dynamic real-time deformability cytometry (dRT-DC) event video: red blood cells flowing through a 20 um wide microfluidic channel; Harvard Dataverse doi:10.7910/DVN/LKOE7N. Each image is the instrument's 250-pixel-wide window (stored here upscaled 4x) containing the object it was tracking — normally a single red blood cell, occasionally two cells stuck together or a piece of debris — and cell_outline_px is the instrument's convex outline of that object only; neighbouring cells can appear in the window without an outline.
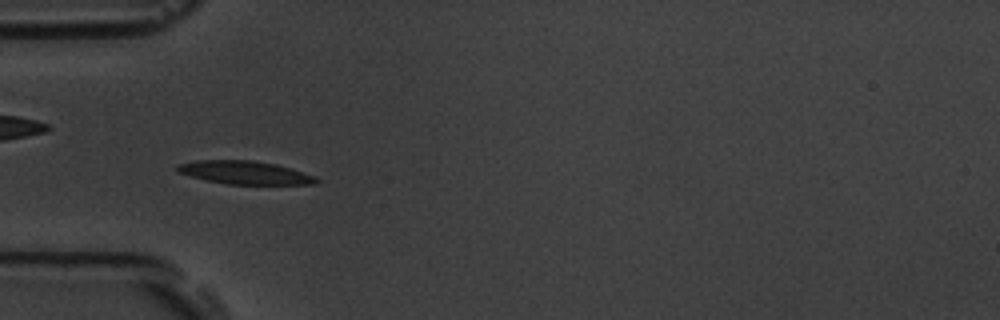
{"species": "common noctule bat (a hibernating species)", "species_latin": "Nyctalus noctula", "temperature_condition": "room temperature", "stored_images_in_passage": 54, "camera_frame_rate_fps": 3000, "um_per_image_px": 0.085, "animal": {"sex": "male", "body_mass_g": 19.5, "forearm_length_mm": 54.6}, "frame": {"image": 1, "passage_image": 17, "time_ms": 5.333, "image_size_px": [1000, 320], "cell_outline_px": [[320, 180], [316, 184], [228, 184], [208, 180], [176, 172], [176, 168], [180, 164], [196, 160], [252, 160], [276, 164], [292, 168], [316, 176]], "centroid_in_image_um": [20.86, 14.66], "position_along_channel_um": 64.1, "area_um2": 18.73}}
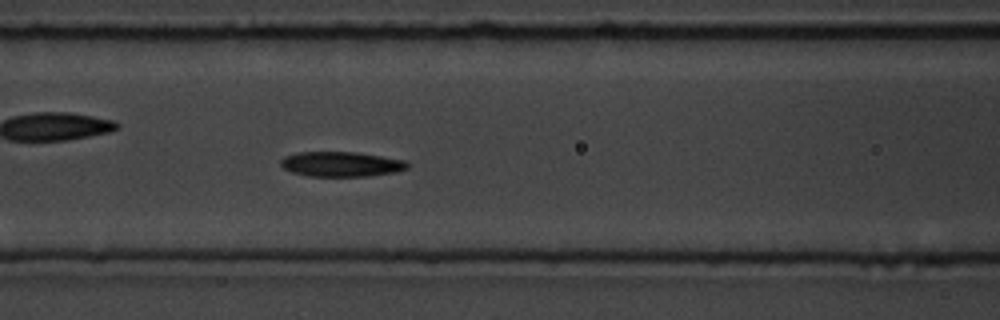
{"frame": {"image": 2, "passage_image": 23, "time_ms": 7.333, "image_size_px": [1000, 320], "cell_outline_px": [[408, 168], [396, 172], [368, 176], [308, 176], [292, 172], [284, 168], [280, 164], [280, 160], [284, 156], [296, 152], [356, 152], [408, 160]], "centroid_in_image_um": [29.02, 13.94], "position_along_channel_um": 137.6, "area_um2": 18.55}}
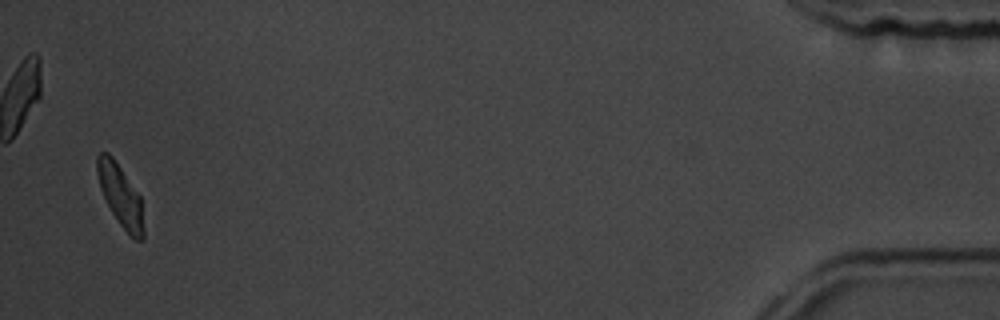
{"frame": {"image": 3, "passage_image": 53, "time_ms": 17.333, "image_size_px": [1000, 320], "cell_outline_px": [[144, 236], [140, 240], [136, 240], [120, 224], [112, 212], [100, 188], [96, 172], [96, 156], [100, 152], [108, 152], [112, 156], [140, 196], [144, 228]], "centroid_in_image_um": [10.22, 16.58], "position_along_channel_um": 425.0, "area_um2": 16.36}, "authors_computed_cell_mechanics": {"area_um2": 18.1203, "velocity_mm_per_s": 3.7478, "shape_relaxation_time_tau1_ms": 3.2623, "shape_relaxation_time_tau2_ms": 7.6429, "deformation_change_tau1": 0.1641, "deformation_change_tau2": 0.1476}}